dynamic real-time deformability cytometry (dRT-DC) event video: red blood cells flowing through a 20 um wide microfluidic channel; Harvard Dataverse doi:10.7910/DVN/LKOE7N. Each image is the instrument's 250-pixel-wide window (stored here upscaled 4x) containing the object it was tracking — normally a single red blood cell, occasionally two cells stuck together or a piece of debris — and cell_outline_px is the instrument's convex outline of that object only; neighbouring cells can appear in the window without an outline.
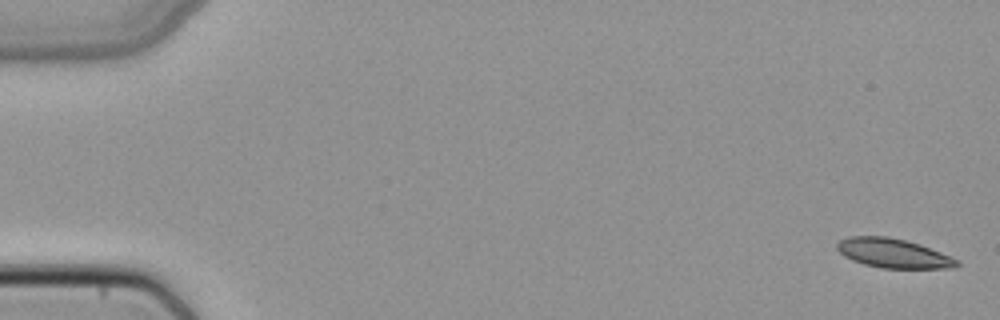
{"species": "common noctule bat (a hibernating species)", "species_latin": "Nyctalus noctula", "temperature_condition": "cold", "stored_images_in_passage": 50, "camera_frame_rate_fps": 3000, "um_per_image_px": 0.085, "animal": {"sex": "female", "body_mass_g": 22.7, "forearm_length_mm": 54.2}, "frame": {"image": 1, "passage_image": 1, "time_ms": 0.0, "image_size_px": [1000, 320], "cell_outline_px": [[960, 264], [956, 268], [880, 268], [864, 264], [852, 260], [844, 256], [836, 248], [836, 244], [840, 240], [848, 236], [888, 236], [920, 244], [952, 256], [960, 260]], "centroid_in_image_um": [75.96, 21.53], "position_along_channel_um": 9.0, "area_um2": 20.63}}
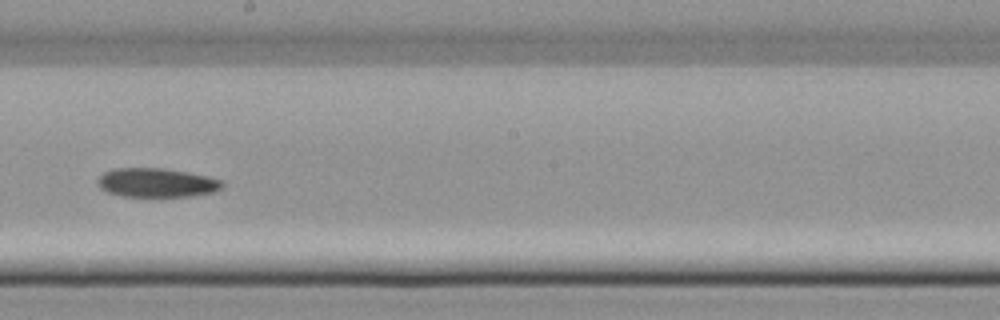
{"frame": {"image": 2, "passage_image": 29, "time_ms": 9.333, "image_size_px": [1000, 320], "cell_outline_px": [[224, 184], [220, 188], [212, 192], [192, 196], [120, 196], [108, 192], [100, 188], [96, 184], [96, 180], [104, 172], [112, 168], [164, 168], [188, 172], [208, 176], [224, 180]], "centroid_in_image_um": [13.29, 15.52], "position_along_channel_um": 234.9, "area_um2": 21.21}}
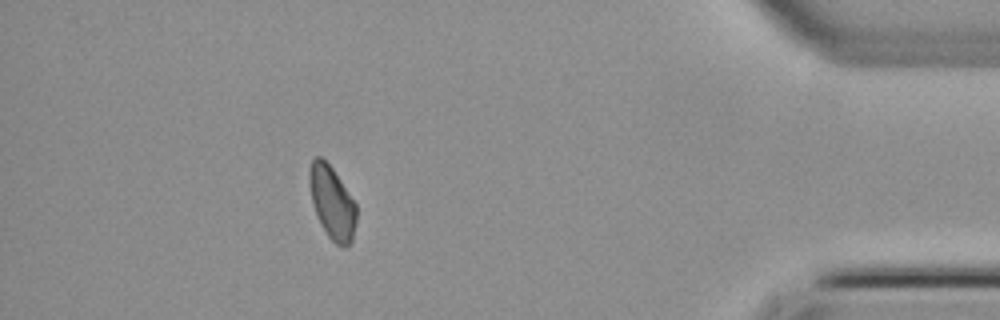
{"frame": {"image": 3, "passage_image": 45, "time_ms": 14.667, "image_size_px": [1000, 320], "cell_outline_px": [[356, 220], [352, 240], [344, 248], [340, 248], [328, 236], [316, 216], [312, 204], [308, 184], [308, 172], [312, 160], [316, 156], [320, 156], [332, 168], [356, 204]], "centroid_in_image_um": [28.2, 17.23], "position_along_channel_um": 407.0, "area_um2": 20.0}}